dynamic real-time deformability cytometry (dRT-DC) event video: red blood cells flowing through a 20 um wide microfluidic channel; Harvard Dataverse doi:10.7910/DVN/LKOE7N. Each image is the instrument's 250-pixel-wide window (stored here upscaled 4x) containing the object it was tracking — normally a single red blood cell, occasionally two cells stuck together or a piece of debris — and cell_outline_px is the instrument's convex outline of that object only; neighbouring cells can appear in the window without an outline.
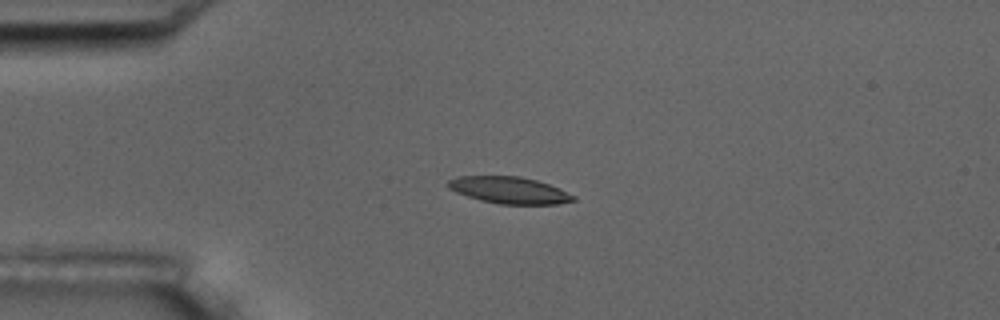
{"species": "common noctule bat (a hibernating species)", "species_latin": "Nyctalus noctula", "temperature_condition": "room temperature", "stored_images_in_passage": 4, "camera_frame_rate_fps": 3000, "um_per_image_px": 0.085, "animal": {"sex": "male", "body_mass_g": 17.5, "forearm_length_mm": 52.3}, "frame": {"image": 1, "passage_image": 3, "time_ms": 3.333, "image_size_px": [1000, 320], "cell_outline_px": [[576, 200], [556, 204], [500, 204], [480, 200], [456, 192], [448, 188], [444, 184], [448, 180], [460, 176], [520, 176], [536, 180], [560, 188], [576, 196]], "centroid_in_image_um": [43.28, 16.16], "position_along_channel_um": 41.7, "area_um2": 19.59}}